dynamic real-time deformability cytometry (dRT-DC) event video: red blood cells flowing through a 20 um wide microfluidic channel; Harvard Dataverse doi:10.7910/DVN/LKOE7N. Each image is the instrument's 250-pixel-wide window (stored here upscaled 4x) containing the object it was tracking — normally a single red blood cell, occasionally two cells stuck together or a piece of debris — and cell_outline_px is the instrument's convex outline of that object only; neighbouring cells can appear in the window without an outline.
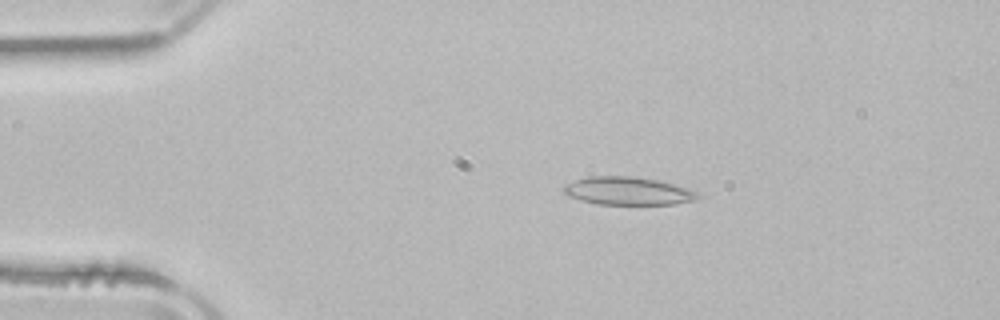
{"species": "common noctule bat (a hibernating species)", "species_latin": "Nyctalus noctula", "temperature_condition": "room temperature", "stored_images_in_passage": 44, "camera_frame_rate_fps": 3000, "um_per_image_px": 0.085, "animal": {"sex": "male", "body_mass_g": 21.5, "forearm_length_mm": 52.0}, "frame": {"image": 1, "passage_image": 2, "time_ms": 0.333, "image_size_px": [1000, 320], "cell_outline_px": [[700, 196], [692, 200], [676, 204], [596, 204], [580, 200], [568, 196], [564, 192], [564, 184], [588, 176], [632, 176], [660, 180], [688, 188], [696, 192]], "centroid_in_image_um": [53.35, 16.22], "position_along_channel_um": 31.7, "area_um2": 21.85}}
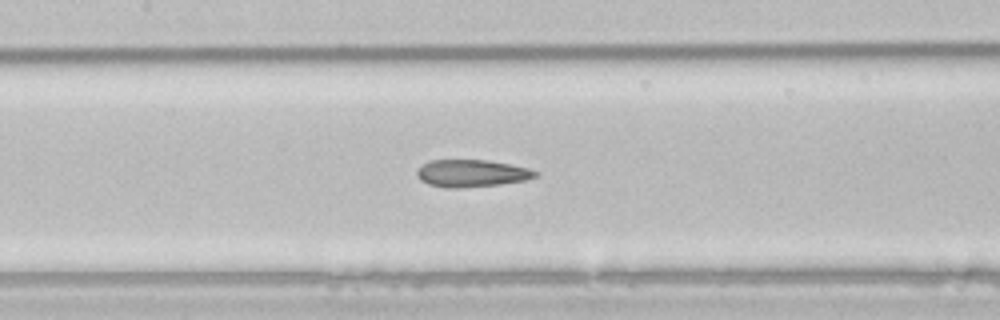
{"frame": {"image": 2, "passage_image": 16, "time_ms": 5.0, "image_size_px": [1000, 320], "cell_outline_px": [[540, 176], [524, 180], [500, 184], [460, 188], [444, 188], [428, 184], [420, 180], [416, 176], [416, 168], [428, 160], [488, 160], [528, 168], [540, 172]], "centroid_in_image_um": [40.05, 14.73], "position_along_channel_um": 167.3, "area_um2": 19.07}}
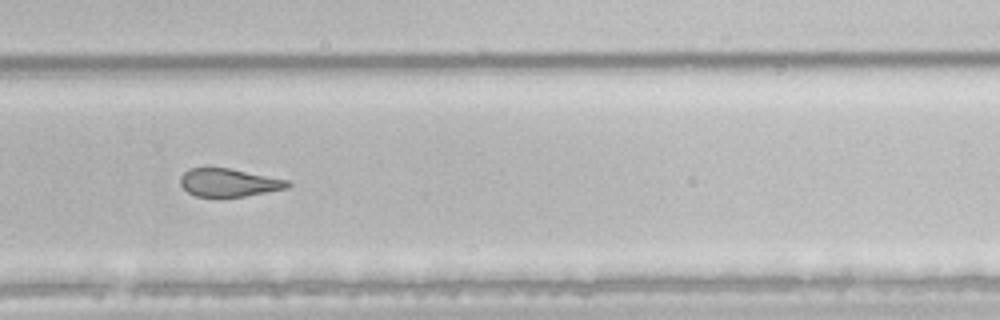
{"frame": {"image": 3, "passage_image": 27, "time_ms": 8.667, "image_size_px": [1000, 320], "cell_outline_px": [[292, 184], [288, 188], [244, 196], [196, 196], [188, 192], [180, 184], [180, 176], [188, 168], [228, 168], [288, 180]], "centroid_in_image_um": [19.44, 15.51], "position_along_channel_um": 310.4, "area_um2": 17.28}, "authors_computed_cell_mechanics": {"area_um2": 20.1144, "velocity_mm_per_s": 3.926, "shape_relaxation_time_tau1_ms": null, "shape_relaxation_time_tau2_ms": 2.7381, "deformation_change_tau1": null, "deformation_change_tau2": 0.1105}}